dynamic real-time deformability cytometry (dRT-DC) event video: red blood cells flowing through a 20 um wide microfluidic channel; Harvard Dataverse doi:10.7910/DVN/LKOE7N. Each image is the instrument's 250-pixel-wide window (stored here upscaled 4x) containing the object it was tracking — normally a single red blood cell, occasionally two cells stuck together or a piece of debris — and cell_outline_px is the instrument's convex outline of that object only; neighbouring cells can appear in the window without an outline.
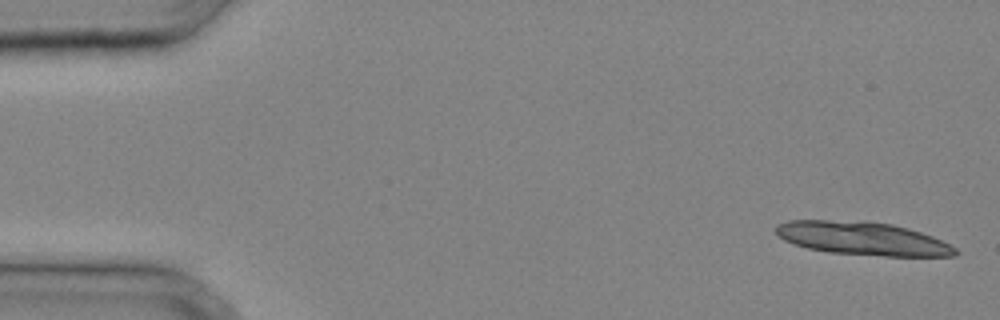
{"species": "common noctule bat (a hibernating species)", "species_latin": "Nyctalus noctula", "temperature_condition": "cold", "stored_images_in_passage": 23, "camera_frame_rate_fps": 3000, "um_per_image_px": 0.085, "animal": {"sex": "male", "body_mass_g": 20.4}, "frame": {"image": 1, "passage_image": 1, "time_ms": 0.0, "image_size_px": [1000, 320], "cell_outline_px": [[960, 252], [956, 256], [884, 256], [828, 252], [808, 248], [792, 244], [784, 240], [776, 232], [776, 224], [788, 220], [864, 220], [892, 224], [908, 228], [932, 236], [956, 248]], "centroid_in_image_um": [73.31, 20.26], "position_along_channel_um": 11.7, "area_um2": 34.97}}
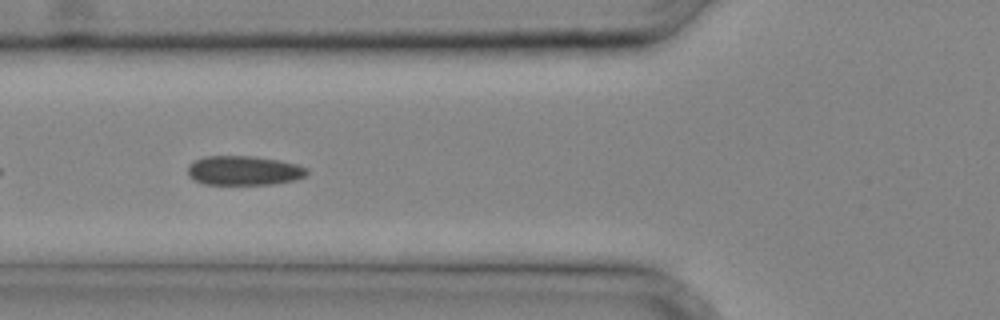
{"frame": {"image": 2, "passage_image": 13, "time_ms": 4.0, "image_size_px": [1000, 320], "cell_outline_px": [[308, 172], [304, 176], [296, 180], [272, 184], [204, 184], [188, 176], [188, 164], [192, 160], [204, 156], [252, 156], [280, 160], [296, 164], [308, 168]], "centroid_in_image_um": [20.71, 14.49], "position_along_channel_um": 105.1, "area_um2": 20.52}}
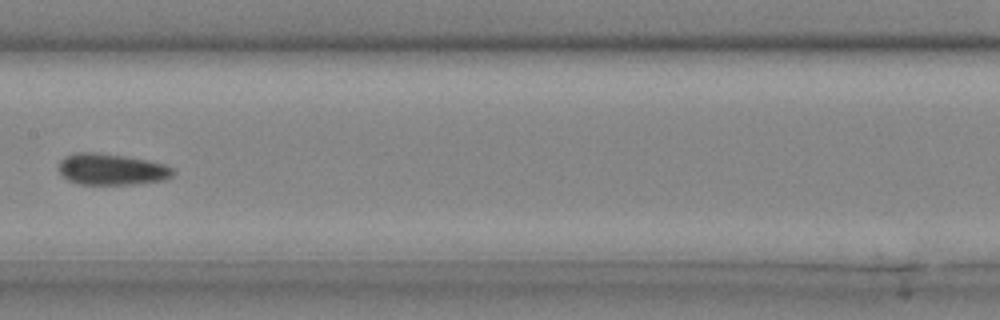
{"frame": {"image": 3, "passage_image": 18, "time_ms": 5.667, "image_size_px": [1000, 320], "cell_outline_px": [[176, 172], [172, 176], [164, 180], [132, 184], [80, 184], [68, 180], [60, 172], [60, 160], [64, 156], [76, 152], [92, 152], [124, 156], [148, 160], [164, 164], [176, 168]], "centroid_in_image_um": [9.52, 14.39], "position_along_channel_um": 197.9, "area_um2": 20.87}}